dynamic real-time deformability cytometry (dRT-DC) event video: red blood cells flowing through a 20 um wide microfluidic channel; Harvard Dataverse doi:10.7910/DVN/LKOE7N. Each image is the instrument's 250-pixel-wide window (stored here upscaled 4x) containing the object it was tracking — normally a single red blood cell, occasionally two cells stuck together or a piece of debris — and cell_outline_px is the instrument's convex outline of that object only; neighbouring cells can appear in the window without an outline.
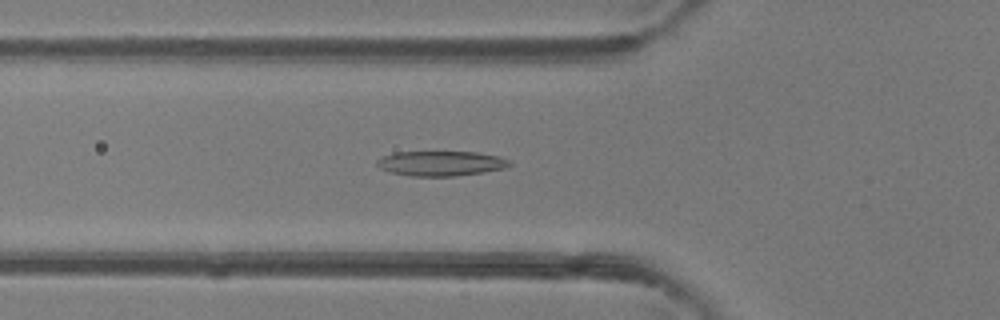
{"species": "common noctule bat (a hibernating species)", "species_latin": "Nyctalus noctula", "temperature_condition": "room temperature", "stored_images_in_passage": 32, "camera_frame_rate_fps": 3000, "um_per_image_px": 0.085, "animal": {"sex": "female"}, "frame": {"image": 1, "passage_image": 6, "time_ms": 1.667, "image_size_px": [1000, 320], "cell_outline_px": [[512, 164], [504, 168], [484, 172], [456, 176], [412, 176], [392, 172], [380, 168], [376, 164], [376, 160], [384, 156], [396, 152], [476, 152], [500, 156], [508, 160]], "centroid_in_image_um": [37.49, 13.89], "position_along_channel_um": 88.3, "area_um2": 19.13}}
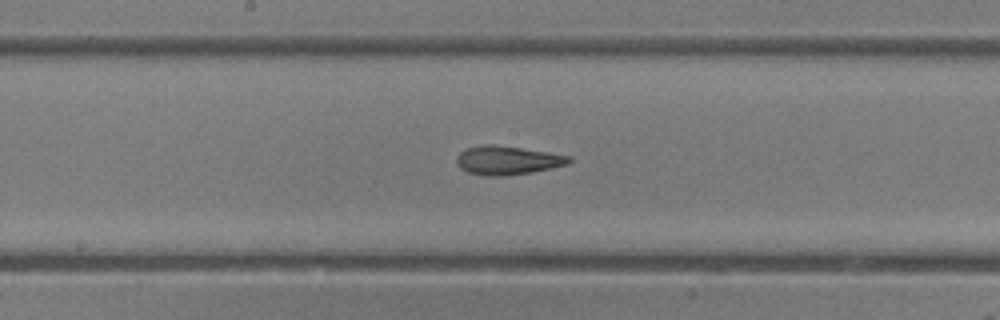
{"frame": {"image": 2, "passage_image": 14, "time_ms": 4.333, "image_size_px": [1000, 320], "cell_outline_px": [[572, 160], [568, 164], [532, 172], [504, 176], [488, 176], [468, 172], [460, 168], [456, 164], [456, 156], [460, 152], [468, 148], [484, 144], [492, 144], [548, 152], [572, 156]], "centroid_in_image_um": [43.12, 13.63], "position_along_channel_um": 205.1, "area_um2": 18.79}}
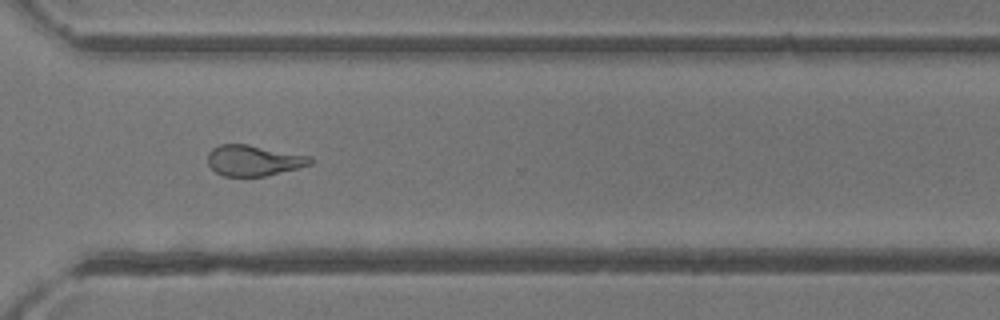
{"frame": {"image": 3, "passage_image": 24, "time_ms": 7.667, "image_size_px": [1000, 320], "cell_outline_px": [[312, 164], [268, 176], [224, 176], [216, 172], [208, 164], [208, 152], [212, 148], [220, 144], [248, 144], [312, 156]], "centroid_in_image_um": [21.57, 13.63], "position_along_channel_um": 349.0, "area_um2": 18.5}, "authors_computed_cell_mechanics": {"area_um2": 18.4382, "velocity_mm_per_s": 4.3401, "shape_relaxation_time_tau1_ms": 5.3184, "shape_relaxation_time_tau2_ms": 3.8466, "deformation_change_tau1": 0.2006, "deformation_change_tau2": 0.1362}}